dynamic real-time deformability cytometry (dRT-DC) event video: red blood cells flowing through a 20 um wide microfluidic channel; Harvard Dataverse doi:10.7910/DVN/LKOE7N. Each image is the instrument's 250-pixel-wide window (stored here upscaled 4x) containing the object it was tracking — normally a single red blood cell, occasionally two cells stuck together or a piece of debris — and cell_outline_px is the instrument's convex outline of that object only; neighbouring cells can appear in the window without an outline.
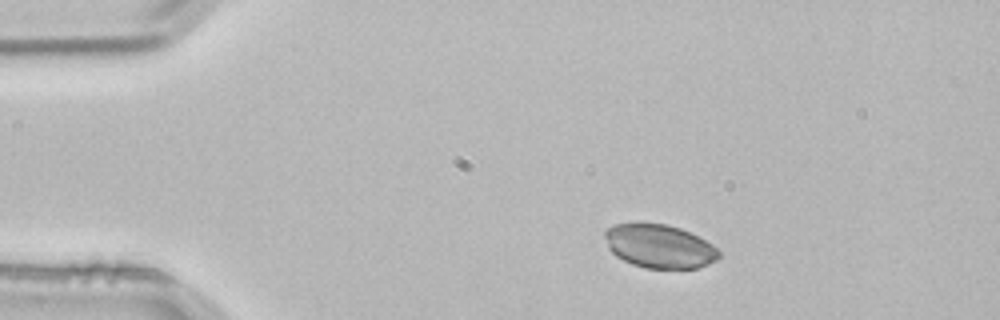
{"species": "common noctule bat (a hibernating species)", "species_latin": "Nyctalus noctula", "temperature_condition": "room temperature", "stored_images_in_passage": 3, "camera_frame_rate_fps": 3000, "um_per_image_px": 0.085, "animal": {"sex": "male", "body_mass_g": 21.5, "forearm_length_mm": 52.0}, "frame": {"image": 1, "passage_image": 1, "time_ms": 0.0, "image_size_px": [1000, 320], "cell_outline_px": [[720, 256], [716, 260], [708, 264], [696, 268], [644, 268], [632, 264], [616, 256], [608, 248], [604, 236], [604, 232], [608, 228], [616, 224], [664, 224], [680, 228], [712, 244], [720, 252]], "centroid_in_image_um": [56.04, 20.94], "position_along_channel_um": 29.0, "area_um2": 28.61}}